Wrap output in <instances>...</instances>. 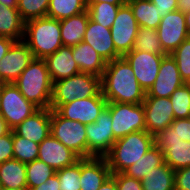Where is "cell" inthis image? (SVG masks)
<instances>
[{"label": "cell", "instance_id": "cell-1", "mask_svg": "<svg viewBox=\"0 0 190 190\" xmlns=\"http://www.w3.org/2000/svg\"><path fill=\"white\" fill-rule=\"evenodd\" d=\"M101 91L107 102L117 103L141 104L146 95L123 56L107 62L101 77Z\"/></svg>", "mask_w": 190, "mask_h": 190}, {"label": "cell", "instance_id": "cell-2", "mask_svg": "<svg viewBox=\"0 0 190 190\" xmlns=\"http://www.w3.org/2000/svg\"><path fill=\"white\" fill-rule=\"evenodd\" d=\"M23 41L28 45L34 58L45 59L63 46L60 20L42 17L26 21Z\"/></svg>", "mask_w": 190, "mask_h": 190}, {"label": "cell", "instance_id": "cell-3", "mask_svg": "<svg viewBox=\"0 0 190 190\" xmlns=\"http://www.w3.org/2000/svg\"><path fill=\"white\" fill-rule=\"evenodd\" d=\"M154 145V136L146 130L117 139L105 156L111 173H123Z\"/></svg>", "mask_w": 190, "mask_h": 190}, {"label": "cell", "instance_id": "cell-4", "mask_svg": "<svg viewBox=\"0 0 190 190\" xmlns=\"http://www.w3.org/2000/svg\"><path fill=\"white\" fill-rule=\"evenodd\" d=\"M14 84L38 108H50L52 81L44 59L34 58Z\"/></svg>", "mask_w": 190, "mask_h": 190}, {"label": "cell", "instance_id": "cell-5", "mask_svg": "<svg viewBox=\"0 0 190 190\" xmlns=\"http://www.w3.org/2000/svg\"><path fill=\"white\" fill-rule=\"evenodd\" d=\"M101 91V78L80 72L69 78L52 82L50 104H67L75 99L96 96Z\"/></svg>", "mask_w": 190, "mask_h": 190}, {"label": "cell", "instance_id": "cell-6", "mask_svg": "<svg viewBox=\"0 0 190 190\" xmlns=\"http://www.w3.org/2000/svg\"><path fill=\"white\" fill-rule=\"evenodd\" d=\"M50 134L75 152L80 158H87L86 125L62 117L51 109Z\"/></svg>", "mask_w": 190, "mask_h": 190}, {"label": "cell", "instance_id": "cell-7", "mask_svg": "<svg viewBox=\"0 0 190 190\" xmlns=\"http://www.w3.org/2000/svg\"><path fill=\"white\" fill-rule=\"evenodd\" d=\"M106 107L111 113L112 131L116 140L130 133L146 130L143 103L107 102Z\"/></svg>", "mask_w": 190, "mask_h": 190}, {"label": "cell", "instance_id": "cell-8", "mask_svg": "<svg viewBox=\"0 0 190 190\" xmlns=\"http://www.w3.org/2000/svg\"><path fill=\"white\" fill-rule=\"evenodd\" d=\"M38 109L21 94L14 83H2L0 114L10 130H13Z\"/></svg>", "mask_w": 190, "mask_h": 190}, {"label": "cell", "instance_id": "cell-9", "mask_svg": "<svg viewBox=\"0 0 190 190\" xmlns=\"http://www.w3.org/2000/svg\"><path fill=\"white\" fill-rule=\"evenodd\" d=\"M87 158L105 157L116 141L112 131L110 110L105 107L97 120L86 125Z\"/></svg>", "mask_w": 190, "mask_h": 190}, {"label": "cell", "instance_id": "cell-10", "mask_svg": "<svg viewBox=\"0 0 190 190\" xmlns=\"http://www.w3.org/2000/svg\"><path fill=\"white\" fill-rule=\"evenodd\" d=\"M106 106L107 100L100 91L96 96L75 99L67 104H50V109L56 110L68 120L79 121L87 125L95 122Z\"/></svg>", "mask_w": 190, "mask_h": 190}, {"label": "cell", "instance_id": "cell-11", "mask_svg": "<svg viewBox=\"0 0 190 190\" xmlns=\"http://www.w3.org/2000/svg\"><path fill=\"white\" fill-rule=\"evenodd\" d=\"M154 143L163 152L165 163L174 171L190 166V141H182L171 126L156 134Z\"/></svg>", "mask_w": 190, "mask_h": 190}, {"label": "cell", "instance_id": "cell-12", "mask_svg": "<svg viewBox=\"0 0 190 190\" xmlns=\"http://www.w3.org/2000/svg\"><path fill=\"white\" fill-rule=\"evenodd\" d=\"M138 30L139 25L136 18L130 6L125 2L119 7L117 16L110 28L114 47L121 56L134 48Z\"/></svg>", "mask_w": 190, "mask_h": 190}, {"label": "cell", "instance_id": "cell-13", "mask_svg": "<svg viewBox=\"0 0 190 190\" xmlns=\"http://www.w3.org/2000/svg\"><path fill=\"white\" fill-rule=\"evenodd\" d=\"M168 54L131 50L123 57L132 67L141 88L147 93L154 84L162 59Z\"/></svg>", "mask_w": 190, "mask_h": 190}, {"label": "cell", "instance_id": "cell-14", "mask_svg": "<svg viewBox=\"0 0 190 190\" xmlns=\"http://www.w3.org/2000/svg\"><path fill=\"white\" fill-rule=\"evenodd\" d=\"M156 30L162 48L167 54H171L189 37L184 13L179 10L163 16Z\"/></svg>", "mask_w": 190, "mask_h": 190}, {"label": "cell", "instance_id": "cell-15", "mask_svg": "<svg viewBox=\"0 0 190 190\" xmlns=\"http://www.w3.org/2000/svg\"><path fill=\"white\" fill-rule=\"evenodd\" d=\"M146 131L155 136L174 121L170 98L145 96L143 101Z\"/></svg>", "mask_w": 190, "mask_h": 190}, {"label": "cell", "instance_id": "cell-16", "mask_svg": "<svg viewBox=\"0 0 190 190\" xmlns=\"http://www.w3.org/2000/svg\"><path fill=\"white\" fill-rule=\"evenodd\" d=\"M34 59L33 53L23 41H16L0 62V82L14 83Z\"/></svg>", "mask_w": 190, "mask_h": 190}, {"label": "cell", "instance_id": "cell-17", "mask_svg": "<svg viewBox=\"0 0 190 190\" xmlns=\"http://www.w3.org/2000/svg\"><path fill=\"white\" fill-rule=\"evenodd\" d=\"M183 84L178 65L168 54L162 59L156 80L145 96L169 98Z\"/></svg>", "mask_w": 190, "mask_h": 190}, {"label": "cell", "instance_id": "cell-18", "mask_svg": "<svg viewBox=\"0 0 190 190\" xmlns=\"http://www.w3.org/2000/svg\"><path fill=\"white\" fill-rule=\"evenodd\" d=\"M38 159L57 171L74 165L81 158L50 134L39 144Z\"/></svg>", "mask_w": 190, "mask_h": 190}, {"label": "cell", "instance_id": "cell-19", "mask_svg": "<svg viewBox=\"0 0 190 190\" xmlns=\"http://www.w3.org/2000/svg\"><path fill=\"white\" fill-rule=\"evenodd\" d=\"M83 42L88 43L106 62L122 57L114 47L110 28L104 27L90 18Z\"/></svg>", "mask_w": 190, "mask_h": 190}, {"label": "cell", "instance_id": "cell-20", "mask_svg": "<svg viewBox=\"0 0 190 190\" xmlns=\"http://www.w3.org/2000/svg\"><path fill=\"white\" fill-rule=\"evenodd\" d=\"M51 109L39 108L21 122L13 131L30 141L40 144L50 135Z\"/></svg>", "mask_w": 190, "mask_h": 190}, {"label": "cell", "instance_id": "cell-21", "mask_svg": "<svg viewBox=\"0 0 190 190\" xmlns=\"http://www.w3.org/2000/svg\"><path fill=\"white\" fill-rule=\"evenodd\" d=\"M110 175L105 157L81 158L80 190H98Z\"/></svg>", "mask_w": 190, "mask_h": 190}, {"label": "cell", "instance_id": "cell-22", "mask_svg": "<svg viewBox=\"0 0 190 190\" xmlns=\"http://www.w3.org/2000/svg\"><path fill=\"white\" fill-rule=\"evenodd\" d=\"M52 82L69 78L80 73L76 61L73 59L72 46H61L55 53L45 59Z\"/></svg>", "mask_w": 190, "mask_h": 190}, {"label": "cell", "instance_id": "cell-23", "mask_svg": "<svg viewBox=\"0 0 190 190\" xmlns=\"http://www.w3.org/2000/svg\"><path fill=\"white\" fill-rule=\"evenodd\" d=\"M72 55L80 72L102 77L107 62L88 43L82 41L72 46Z\"/></svg>", "mask_w": 190, "mask_h": 190}, {"label": "cell", "instance_id": "cell-24", "mask_svg": "<svg viewBox=\"0 0 190 190\" xmlns=\"http://www.w3.org/2000/svg\"><path fill=\"white\" fill-rule=\"evenodd\" d=\"M89 18L86 10L60 20L61 41L64 46H74L83 41Z\"/></svg>", "mask_w": 190, "mask_h": 190}, {"label": "cell", "instance_id": "cell-25", "mask_svg": "<svg viewBox=\"0 0 190 190\" xmlns=\"http://www.w3.org/2000/svg\"><path fill=\"white\" fill-rule=\"evenodd\" d=\"M0 188H27L26 163L11 159L0 164Z\"/></svg>", "mask_w": 190, "mask_h": 190}, {"label": "cell", "instance_id": "cell-26", "mask_svg": "<svg viewBox=\"0 0 190 190\" xmlns=\"http://www.w3.org/2000/svg\"><path fill=\"white\" fill-rule=\"evenodd\" d=\"M24 28L25 22L17 8H9L0 3V36L21 41L24 39Z\"/></svg>", "mask_w": 190, "mask_h": 190}, {"label": "cell", "instance_id": "cell-27", "mask_svg": "<svg viewBox=\"0 0 190 190\" xmlns=\"http://www.w3.org/2000/svg\"><path fill=\"white\" fill-rule=\"evenodd\" d=\"M175 171L166 163L153 168L141 180L143 190H175Z\"/></svg>", "mask_w": 190, "mask_h": 190}, {"label": "cell", "instance_id": "cell-28", "mask_svg": "<svg viewBox=\"0 0 190 190\" xmlns=\"http://www.w3.org/2000/svg\"><path fill=\"white\" fill-rule=\"evenodd\" d=\"M139 27L157 29L162 17L159 10L150 0H126Z\"/></svg>", "mask_w": 190, "mask_h": 190}, {"label": "cell", "instance_id": "cell-29", "mask_svg": "<svg viewBox=\"0 0 190 190\" xmlns=\"http://www.w3.org/2000/svg\"><path fill=\"white\" fill-rule=\"evenodd\" d=\"M164 163L163 152L156 145H154L145 155L140 157L136 163L127 168L123 173L141 181L149 171H152L153 168H156Z\"/></svg>", "mask_w": 190, "mask_h": 190}, {"label": "cell", "instance_id": "cell-30", "mask_svg": "<svg viewBox=\"0 0 190 190\" xmlns=\"http://www.w3.org/2000/svg\"><path fill=\"white\" fill-rule=\"evenodd\" d=\"M86 10L85 0H50L47 17L62 20Z\"/></svg>", "mask_w": 190, "mask_h": 190}, {"label": "cell", "instance_id": "cell-31", "mask_svg": "<svg viewBox=\"0 0 190 190\" xmlns=\"http://www.w3.org/2000/svg\"><path fill=\"white\" fill-rule=\"evenodd\" d=\"M89 17L92 21L101 24L104 27L111 28L117 16L119 7L122 5H113L108 2L95 4H86Z\"/></svg>", "mask_w": 190, "mask_h": 190}, {"label": "cell", "instance_id": "cell-32", "mask_svg": "<svg viewBox=\"0 0 190 190\" xmlns=\"http://www.w3.org/2000/svg\"><path fill=\"white\" fill-rule=\"evenodd\" d=\"M132 50L145 51L152 54H167L162 48L157 30L153 28L139 27Z\"/></svg>", "mask_w": 190, "mask_h": 190}, {"label": "cell", "instance_id": "cell-33", "mask_svg": "<svg viewBox=\"0 0 190 190\" xmlns=\"http://www.w3.org/2000/svg\"><path fill=\"white\" fill-rule=\"evenodd\" d=\"M56 174V170L39 159L26 163L27 188L31 190Z\"/></svg>", "mask_w": 190, "mask_h": 190}, {"label": "cell", "instance_id": "cell-34", "mask_svg": "<svg viewBox=\"0 0 190 190\" xmlns=\"http://www.w3.org/2000/svg\"><path fill=\"white\" fill-rule=\"evenodd\" d=\"M39 144L17 135L13 131V155L14 159L23 163L38 159Z\"/></svg>", "mask_w": 190, "mask_h": 190}, {"label": "cell", "instance_id": "cell-35", "mask_svg": "<svg viewBox=\"0 0 190 190\" xmlns=\"http://www.w3.org/2000/svg\"><path fill=\"white\" fill-rule=\"evenodd\" d=\"M174 119L190 118V88L184 83L169 97Z\"/></svg>", "mask_w": 190, "mask_h": 190}, {"label": "cell", "instance_id": "cell-36", "mask_svg": "<svg viewBox=\"0 0 190 190\" xmlns=\"http://www.w3.org/2000/svg\"><path fill=\"white\" fill-rule=\"evenodd\" d=\"M50 0H18L17 10L21 19L26 22L31 19L47 17Z\"/></svg>", "mask_w": 190, "mask_h": 190}, {"label": "cell", "instance_id": "cell-37", "mask_svg": "<svg viewBox=\"0 0 190 190\" xmlns=\"http://www.w3.org/2000/svg\"><path fill=\"white\" fill-rule=\"evenodd\" d=\"M59 190H80L81 159L74 165L57 170Z\"/></svg>", "mask_w": 190, "mask_h": 190}, {"label": "cell", "instance_id": "cell-38", "mask_svg": "<svg viewBox=\"0 0 190 190\" xmlns=\"http://www.w3.org/2000/svg\"><path fill=\"white\" fill-rule=\"evenodd\" d=\"M170 55L176 61L181 78L185 82L190 76V36L186 38Z\"/></svg>", "mask_w": 190, "mask_h": 190}, {"label": "cell", "instance_id": "cell-39", "mask_svg": "<svg viewBox=\"0 0 190 190\" xmlns=\"http://www.w3.org/2000/svg\"><path fill=\"white\" fill-rule=\"evenodd\" d=\"M115 177L117 190H143L140 180L124 173H111Z\"/></svg>", "mask_w": 190, "mask_h": 190}, {"label": "cell", "instance_id": "cell-40", "mask_svg": "<svg viewBox=\"0 0 190 190\" xmlns=\"http://www.w3.org/2000/svg\"><path fill=\"white\" fill-rule=\"evenodd\" d=\"M11 159H14L13 130L0 137V164Z\"/></svg>", "mask_w": 190, "mask_h": 190}, {"label": "cell", "instance_id": "cell-41", "mask_svg": "<svg viewBox=\"0 0 190 190\" xmlns=\"http://www.w3.org/2000/svg\"><path fill=\"white\" fill-rule=\"evenodd\" d=\"M170 126L182 141H190V118L174 119Z\"/></svg>", "mask_w": 190, "mask_h": 190}, {"label": "cell", "instance_id": "cell-42", "mask_svg": "<svg viewBox=\"0 0 190 190\" xmlns=\"http://www.w3.org/2000/svg\"><path fill=\"white\" fill-rule=\"evenodd\" d=\"M175 190H190V166L175 171Z\"/></svg>", "mask_w": 190, "mask_h": 190}, {"label": "cell", "instance_id": "cell-43", "mask_svg": "<svg viewBox=\"0 0 190 190\" xmlns=\"http://www.w3.org/2000/svg\"><path fill=\"white\" fill-rule=\"evenodd\" d=\"M156 5L161 17L165 16L169 12L177 10V0H150Z\"/></svg>", "mask_w": 190, "mask_h": 190}, {"label": "cell", "instance_id": "cell-44", "mask_svg": "<svg viewBox=\"0 0 190 190\" xmlns=\"http://www.w3.org/2000/svg\"><path fill=\"white\" fill-rule=\"evenodd\" d=\"M59 178L57 174L48 178L46 182L40 184L37 187H33L31 190H59Z\"/></svg>", "mask_w": 190, "mask_h": 190}, {"label": "cell", "instance_id": "cell-45", "mask_svg": "<svg viewBox=\"0 0 190 190\" xmlns=\"http://www.w3.org/2000/svg\"><path fill=\"white\" fill-rule=\"evenodd\" d=\"M16 41L8 38V37H1L0 36V62L5 56V54L9 51L10 47L15 43Z\"/></svg>", "mask_w": 190, "mask_h": 190}, {"label": "cell", "instance_id": "cell-46", "mask_svg": "<svg viewBox=\"0 0 190 190\" xmlns=\"http://www.w3.org/2000/svg\"><path fill=\"white\" fill-rule=\"evenodd\" d=\"M98 190H117L115 177L111 174Z\"/></svg>", "mask_w": 190, "mask_h": 190}, {"label": "cell", "instance_id": "cell-47", "mask_svg": "<svg viewBox=\"0 0 190 190\" xmlns=\"http://www.w3.org/2000/svg\"><path fill=\"white\" fill-rule=\"evenodd\" d=\"M177 10L182 13H186L190 11V0H177Z\"/></svg>", "mask_w": 190, "mask_h": 190}, {"label": "cell", "instance_id": "cell-48", "mask_svg": "<svg viewBox=\"0 0 190 190\" xmlns=\"http://www.w3.org/2000/svg\"><path fill=\"white\" fill-rule=\"evenodd\" d=\"M86 4H95L101 2H108L109 4L113 5H123L126 0H85Z\"/></svg>", "mask_w": 190, "mask_h": 190}, {"label": "cell", "instance_id": "cell-49", "mask_svg": "<svg viewBox=\"0 0 190 190\" xmlns=\"http://www.w3.org/2000/svg\"><path fill=\"white\" fill-rule=\"evenodd\" d=\"M10 131L9 127L7 126V123L2 118L0 114V137L7 134Z\"/></svg>", "mask_w": 190, "mask_h": 190}, {"label": "cell", "instance_id": "cell-50", "mask_svg": "<svg viewBox=\"0 0 190 190\" xmlns=\"http://www.w3.org/2000/svg\"><path fill=\"white\" fill-rule=\"evenodd\" d=\"M0 3L9 8H17L18 6V0H0Z\"/></svg>", "mask_w": 190, "mask_h": 190}, {"label": "cell", "instance_id": "cell-51", "mask_svg": "<svg viewBox=\"0 0 190 190\" xmlns=\"http://www.w3.org/2000/svg\"><path fill=\"white\" fill-rule=\"evenodd\" d=\"M188 35L190 36V11L184 14Z\"/></svg>", "mask_w": 190, "mask_h": 190}, {"label": "cell", "instance_id": "cell-52", "mask_svg": "<svg viewBox=\"0 0 190 190\" xmlns=\"http://www.w3.org/2000/svg\"><path fill=\"white\" fill-rule=\"evenodd\" d=\"M190 88V76L184 82Z\"/></svg>", "mask_w": 190, "mask_h": 190}, {"label": "cell", "instance_id": "cell-53", "mask_svg": "<svg viewBox=\"0 0 190 190\" xmlns=\"http://www.w3.org/2000/svg\"><path fill=\"white\" fill-rule=\"evenodd\" d=\"M0 190H29L28 188L25 189H6V188H1Z\"/></svg>", "mask_w": 190, "mask_h": 190}, {"label": "cell", "instance_id": "cell-54", "mask_svg": "<svg viewBox=\"0 0 190 190\" xmlns=\"http://www.w3.org/2000/svg\"><path fill=\"white\" fill-rule=\"evenodd\" d=\"M1 95H2V83L0 82V100H1Z\"/></svg>", "mask_w": 190, "mask_h": 190}]
</instances>
